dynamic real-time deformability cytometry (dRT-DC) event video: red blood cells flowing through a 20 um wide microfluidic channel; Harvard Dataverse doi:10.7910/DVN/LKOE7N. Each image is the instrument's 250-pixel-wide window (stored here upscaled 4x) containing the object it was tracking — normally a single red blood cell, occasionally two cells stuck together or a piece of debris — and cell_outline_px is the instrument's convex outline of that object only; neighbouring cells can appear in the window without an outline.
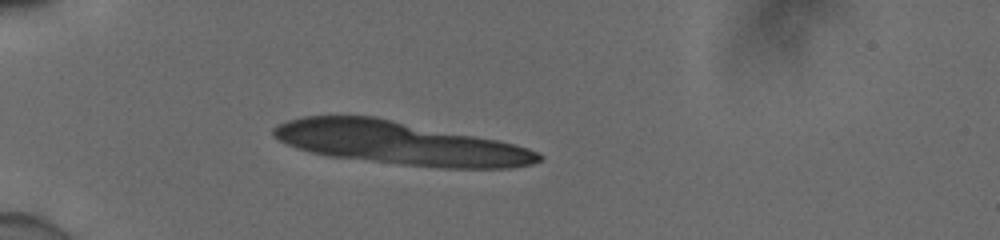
{"species": "human", "species_latin": "Homo sapiens", "temperature_condition": "cold", "stored_images_in_passage": 6, "segment_of_instrument_passage": [1, 2], "camera_frame_rate_fps": 3000, "um_per_image_px": 0.085, "donor": {"sex": "male"}, "frame": {"image": 1, "passage_image": 1, "time_ms": 0.0, "image_size_px": [1000, 240], "cell_outline_px": [[544, 160], [532, 164], [508, 168], [440, 168], [400, 164], [328, 156], [296, 148], [280, 140], [272, 132], [272, 128], [288, 120], [304, 116], [376, 116], [496, 140], [528, 148], [544, 156]], "centroid_in_image_um": [34.0, 12.17], "position_along_channel_um": 51.0, "area_um2": 66.07}}